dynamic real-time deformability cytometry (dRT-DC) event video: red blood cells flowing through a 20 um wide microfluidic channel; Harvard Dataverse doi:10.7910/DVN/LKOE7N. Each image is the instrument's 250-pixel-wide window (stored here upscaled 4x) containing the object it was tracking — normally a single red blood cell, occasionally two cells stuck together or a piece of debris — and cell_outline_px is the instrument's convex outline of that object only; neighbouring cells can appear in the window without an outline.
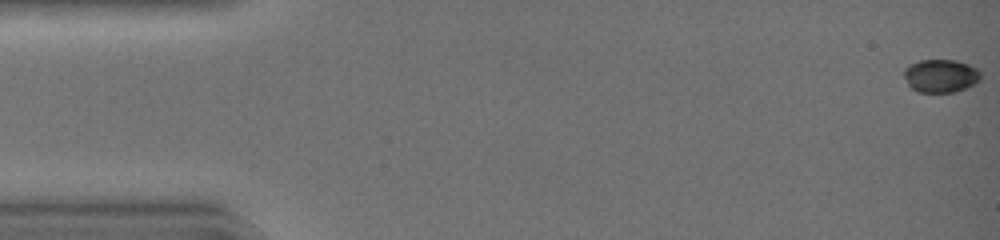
{"species": "common noctule bat (a hibernating species)", "species_latin": "Nyctalus noctula", "temperature_condition": "warm", "stored_images_in_passage": 8, "camera_frame_rate_fps": 3000, "um_per_image_px": 0.085, "animal": {"sex": "female", "body_mass_g": 19.0, "forearm_length_mm": 51.5}, "frame": {"image": 1, "passage_image": 1, "time_ms": 0.0, "image_size_px": [1000, 240], "cell_outline_px": [[980, 80], [956, 92], [916, 92], [908, 84], [904, 76], [904, 68], [920, 60], [956, 60], [968, 64], [976, 68], [980, 72]], "centroid_in_image_um": [79.95, 6.44], "position_along_channel_um": 5.1, "area_um2": 14.68}}